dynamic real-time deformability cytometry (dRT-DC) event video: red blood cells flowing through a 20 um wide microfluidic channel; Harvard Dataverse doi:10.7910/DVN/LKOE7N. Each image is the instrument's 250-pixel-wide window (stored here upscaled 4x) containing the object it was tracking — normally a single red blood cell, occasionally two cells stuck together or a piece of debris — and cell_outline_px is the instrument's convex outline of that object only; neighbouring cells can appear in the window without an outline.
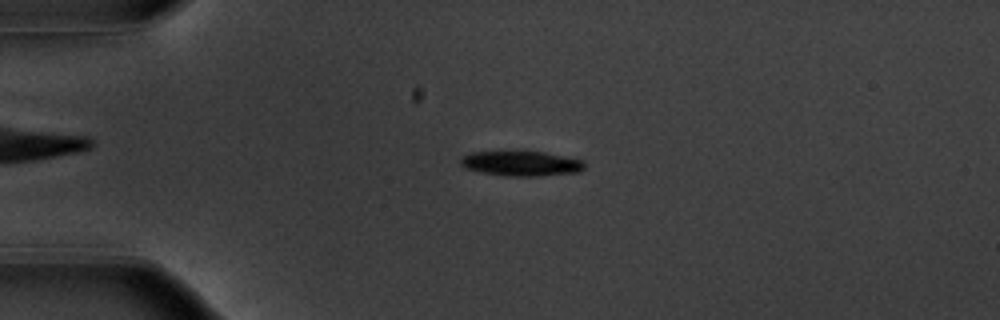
{"species": "common noctule bat (a hibernating species)", "species_latin": "Nyctalus noctula", "temperature_condition": "warm", "stored_images_in_passage": 54, "camera_frame_rate_fps": 3000, "um_per_image_px": 0.085, "animal": {"sex": "male", "body_mass_g": 20.1, "forearm_length_mm": 53.5}, "frame": {"image": 1, "passage_image": 13, "time_ms": 4.0, "image_size_px": [1000, 320], "cell_outline_px": [[584, 168], [580, 172], [540, 176], [504, 176], [480, 172], [464, 168], [460, 164], [460, 156], [472, 152], [520, 148], [544, 152], [584, 160]], "centroid_in_image_um": [44.24, 13.85], "position_along_channel_um": 40.8, "area_um2": 19.13}}
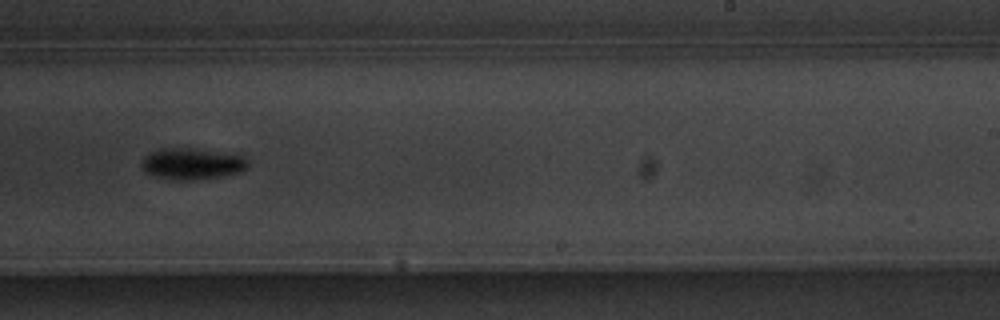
{"frame": {"image": 2, "passage_image": 34, "time_ms": 11.0, "image_size_px": [1000, 320], "cell_outline_px": [[248, 168], [240, 172], [224, 176], [192, 180], [172, 180], [156, 176], [144, 172], [140, 164], [144, 156], [160, 148], [192, 148], [248, 156]], "centroid_in_image_um": [16.34, 13.92], "position_along_channel_um": 272.7, "area_um2": 19.71}}
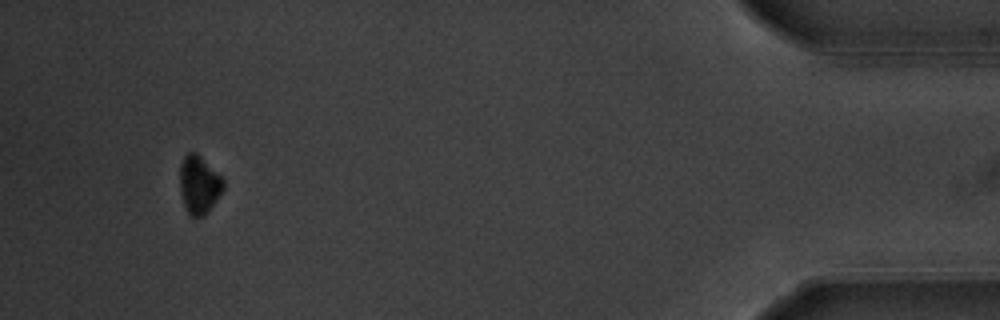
{"frame": {"image": 3, "passage_image": 51, "time_ms": 16.667, "image_size_px": [1000, 320], "cell_outline_px": [[224, 188], [208, 212], [204, 216], [192, 216], [188, 212], [184, 204], [180, 192], [180, 164], [184, 156], [188, 152], [196, 152], [224, 180]], "centroid_in_image_um": [16.91, 15.69], "position_along_channel_um": 418.3, "area_um2": 14.51}, "authors_computed_cell_mechanics": {"area_um2": 18.0625, "velocity_mm_per_s": 3.7472, "shape_relaxation_time_tau1_ms": 1.4428, "shape_relaxation_time_tau2_ms": null, "deformation_change_tau1": 0.1247, "deformation_change_tau2": null}}